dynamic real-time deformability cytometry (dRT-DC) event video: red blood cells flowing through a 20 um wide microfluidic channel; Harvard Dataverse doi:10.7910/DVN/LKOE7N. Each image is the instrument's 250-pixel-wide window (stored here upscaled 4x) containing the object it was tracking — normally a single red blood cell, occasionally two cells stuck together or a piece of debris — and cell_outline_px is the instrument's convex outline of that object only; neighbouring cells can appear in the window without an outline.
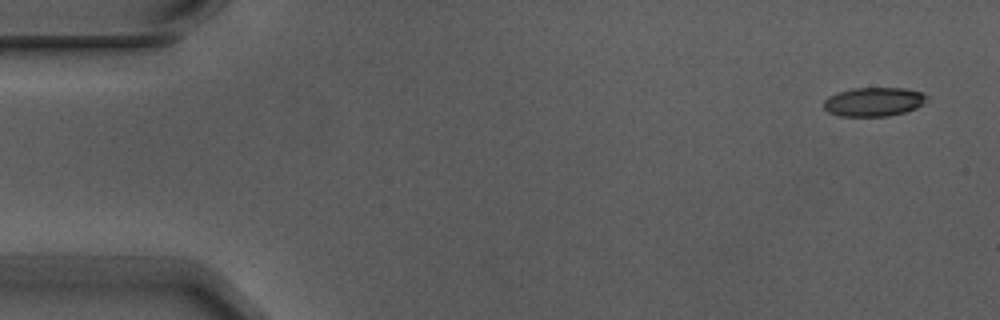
{"species": "Egyptian fruit bat (a non-hibernating species)", "species_latin": "Rousettus aegyptiacus", "temperature_condition": "warm", "stored_images_in_passage": 5, "segment_of_instrument_passage": [1, 2], "camera_frame_rate_fps": 3000, "um_per_image_px": 0.085, "animal": {"sex": "male"}, "frame": {"image": 1, "passage_image": 1, "time_ms": 0.0, "image_size_px": [1000, 320], "cell_outline_px": [[928, 100], [924, 104], [916, 108], [904, 112], [888, 116], [840, 116], [828, 112], [824, 108], [824, 100], [828, 96], [852, 88], [904, 88], [924, 92], [928, 96]], "centroid_in_image_um": [74.31, 8.65], "position_along_channel_um": 10.7, "area_um2": 17.51}}